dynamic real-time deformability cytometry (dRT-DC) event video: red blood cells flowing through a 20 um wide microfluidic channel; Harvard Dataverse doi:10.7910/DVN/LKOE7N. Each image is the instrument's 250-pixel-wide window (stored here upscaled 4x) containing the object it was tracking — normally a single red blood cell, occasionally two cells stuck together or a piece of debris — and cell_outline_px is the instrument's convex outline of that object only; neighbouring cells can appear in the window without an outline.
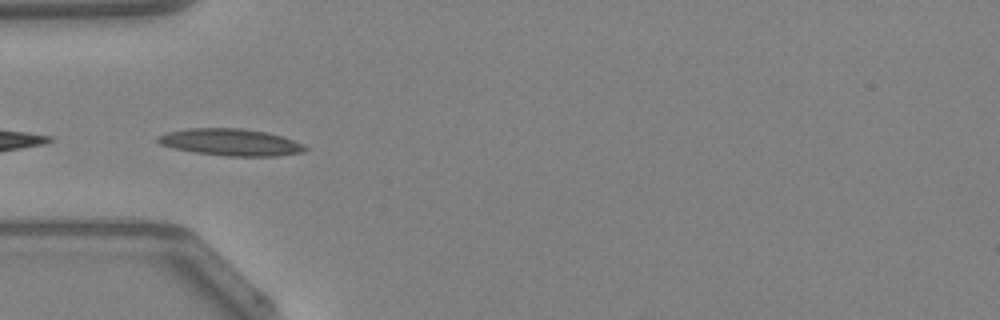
{"species": "Egyptian fruit bat (a non-hibernating species)", "species_latin": "Rousettus aegyptiacus", "temperature_condition": "warm", "stored_images_in_passage": 17, "camera_frame_rate_fps": 3000, "um_per_image_px": 0.085, "animal": {"sex": "female"}, "frame": {"image": 1, "passage_image": 15, "time_ms": 4.667, "image_size_px": [1000, 320], "cell_outline_px": [[308, 148], [304, 152], [276, 156], [228, 156], [196, 152], [176, 148], [160, 144], [156, 140], [156, 136], [168, 132], [188, 128], [240, 128], [264, 132], [280, 136], [304, 144]], "centroid_in_image_um": [19.61, 12.09], "position_along_channel_um": 65.4, "area_um2": 22.83}}